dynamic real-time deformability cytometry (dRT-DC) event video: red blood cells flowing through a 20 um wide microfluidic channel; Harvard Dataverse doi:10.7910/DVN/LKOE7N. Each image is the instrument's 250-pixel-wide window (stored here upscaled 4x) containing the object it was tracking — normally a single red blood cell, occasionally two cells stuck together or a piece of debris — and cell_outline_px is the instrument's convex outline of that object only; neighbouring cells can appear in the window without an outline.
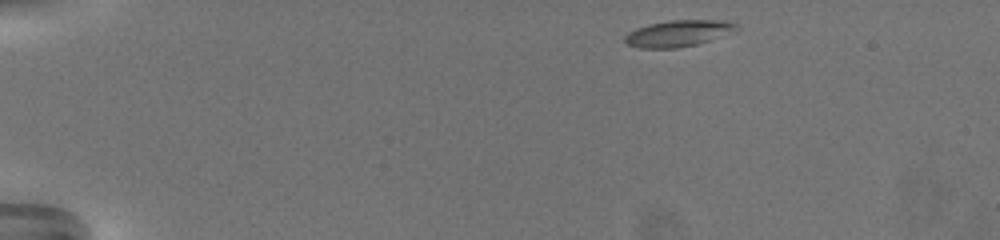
{"species": "common noctule bat (a hibernating species)", "species_latin": "Nyctalus noctula", "temperature_condition": "warm", "stored_images_in_passage": 56, "camera_frame_rate_fps": 3000, "um_per_image_px": 0.085, "animal": {"sex": "female", "body_mass_g": 19.5, "forearm_length_mm": 54.1}, "frame": {"image": 1, "passage_image": 1, "time_ms": 0.0, "image_size_px": [1000, 240], "cell_outline_px": [[740, 24], [736, 28], [708, 40], [696, 44], [680, 48], [640, 48], [624, 44], [624, 36], [628, 32], [636, 28], [648, 24], [668, 20], [720, 20]], "centroid_in_image_um": [57.52, 2.83], "position_along_channel_um": 27.5, "area_um2": 16.94}}
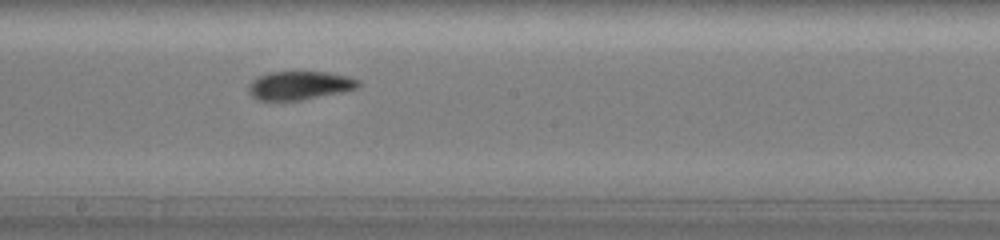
{"frame": {"image": 2, "passage_image": 29, "time_ms": 9.333, "image_size_px": [1000, 240], "cell_outline_px": [[360, 84], [356, 88], [344, 92], [300, 100], [260, 100], [252, 96], [248, 92], [248, 84], [256, 76], [268, 72], [324, 72], [348, 76], [360, 80]], "centroid_in_image_um": [25.44, 7.26], "position_along_channel_um": 222.8, "area_um2": 18.32}}
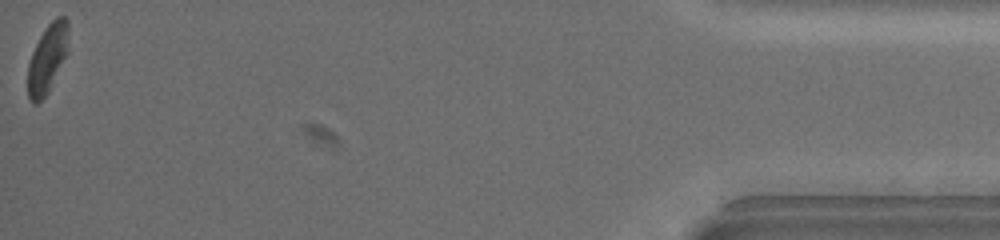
{"frame": {"image": 3, "passage_image": 56, "time_ms": 18.333, "image_size_px": [1000, 240], "cell_outline_px": [[68, 52], [48, 92], [36, 104], [32, 104], [28, 96], [28, 64], [32, 52], [40, 36], [48, 24], [56, 16], [64, 16], [68, 20]], "centroid_in_image_um": [4.04, 4.95], "position_along_channel_um": 431.2, "area_um2": 16.24}, "authors_computed_cell_mechanics": {"area_um2": 17.8024, "velocity_mm_per_s": 3.2318, "shape_relaxation_time_tau1_ms": 7.1671, "shape_relaxation_time_tau2_ms": 3.4745, "deformation_change_tau1": 0.205, "deformation_change_tau2": 0.0942}}